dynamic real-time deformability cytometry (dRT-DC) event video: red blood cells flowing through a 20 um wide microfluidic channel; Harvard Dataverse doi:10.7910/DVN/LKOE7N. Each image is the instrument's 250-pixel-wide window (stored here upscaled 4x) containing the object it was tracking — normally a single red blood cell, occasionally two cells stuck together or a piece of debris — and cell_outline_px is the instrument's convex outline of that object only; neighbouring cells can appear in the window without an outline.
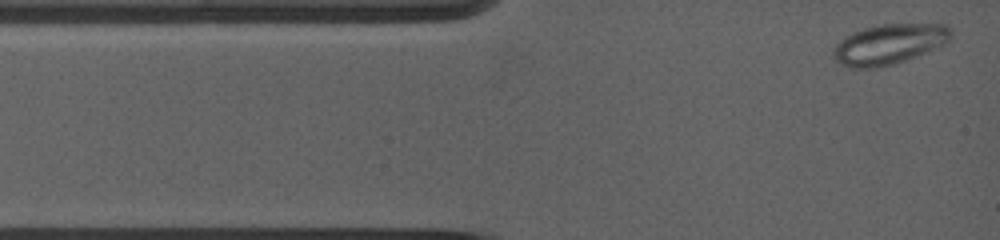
{"species": "common noctule bat (a hibernating species)", "species_latin": "Nyctalus noctula", "temperature_condition": "warm", "stored_images_in_passage": 16, "camera_frame_rate_fps": 5000, "um_per_image_px": 0.085, "animal": {"sex": "female", "body_mass_g": 19.0, "forearm_length_mm": 53.3}, "frame": {"image": 1, "passage_image": 1, "time_ms": 0.0, "image_size_px": [1000, 240], "cell_outline_px": [[952, 32], [948, 40], [944, 44], [916, 56], [892, 64], [876, 68], [848, 68], [840, 64], [832, 56], [832, 48], [840, 40], [852, 32], [864, 28], [880, 24], [948, 24], [952, 28]], "centroid_in_image_um": [75.54, 3.75], "position_along_channel_um": 9.5, "area_um2": 27.63}}
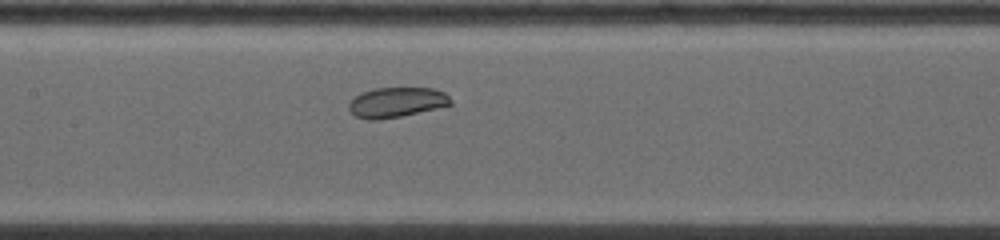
{"frame": {"image": 2, "passage_image": 12, "time_ms": 5.4, "image_size_px": [1000, 240], "cell_outline_px": [[452, 104], [436, 108], [400, 116], [380, 120], [368, 120], [356, 116], [348, 108], [348, 104], [360, 92], [376, 88], [432, 88], [444, 92], [452, 100]], "centroid_in_image_um": [33.69, 8.69], "position_along_channel_um": 173.7, "area_um2": 17.69}}
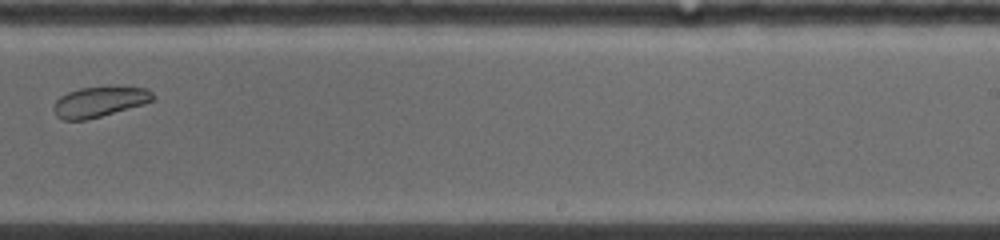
{"frame": {"image": 3, "passage_image": 16, "time_ms": 8.2, "image_size_px": [1000, 240], "cell_outline_px": [[156, 96], [152, 100], [144, 104], [88, 120], [64, 120], [56, 116], [52, 108], [56, 100], [60, 96], [68, 92], [80, 88], [108, 84], [148, 88]], "centroid_in_image_um": [8.48, 8.61], "position_along_channel_um": 280.5, "area_um2": 18.26}}